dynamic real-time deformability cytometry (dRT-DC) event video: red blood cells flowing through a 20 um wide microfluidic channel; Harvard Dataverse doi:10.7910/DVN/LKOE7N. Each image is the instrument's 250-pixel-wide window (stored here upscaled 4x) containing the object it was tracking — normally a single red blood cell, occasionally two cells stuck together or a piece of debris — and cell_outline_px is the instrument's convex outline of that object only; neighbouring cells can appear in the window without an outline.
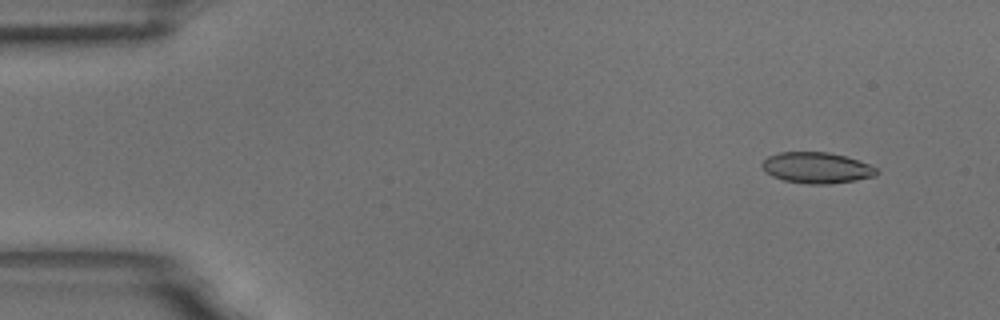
{"species": "common noctule bat (a hibernating species)", "species_latin": "Nyctalus noctula", "temperature_condition": "room temperature", "stored_images_in_passage": 9, "camera_frame_rate_fps": 3000, "um_per_image_px": 0.085, "animal": {"sex": "male", "body_mass_g": 18.8}, "frame": {"image": 1, "passage_image": 1, "time_ms": 0.0, "image_size_px": [1000, 320], "cell_outline_px": [[880, 172], [876, 176], [856, 180], [828, 184], [808, 184], [784, 180], [772, 176], [764, 172], [760, 164], [768, 156], [780, 152], [828, 152], [844, 156], [868, 164], [876, 168]], "centroid_in_image_um": [69.39, 14.27], "position_along_channel_um": 15.6, "area_um2": 20.69}}
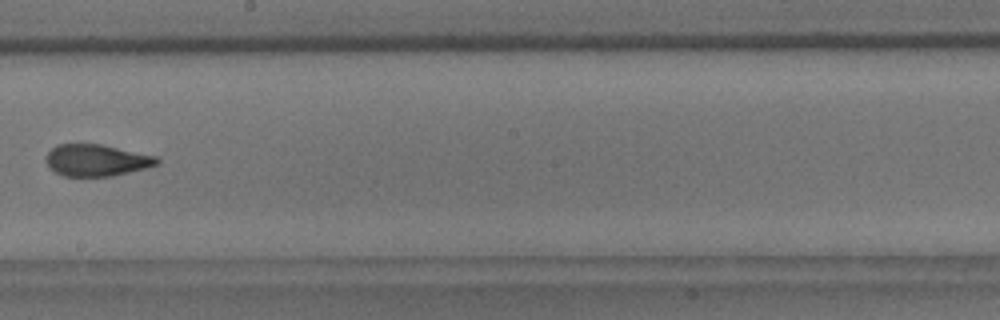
{"frame": {"image": 2, "passage_image": 9, "time_ms": 2.667, "image_size_px": [1000, 320], "cell_outline_px": [[160, 164], [148, 168], [112, 176], [64, 176], [48, 168], [44, 156], [52, 148], [60, 144], [100, 144], [156, 156], [160, 160]], "centroid_in_image_um": [8.2, 13.63], "position_along_channel_um": 240.0, "area_um2": 20.63}}